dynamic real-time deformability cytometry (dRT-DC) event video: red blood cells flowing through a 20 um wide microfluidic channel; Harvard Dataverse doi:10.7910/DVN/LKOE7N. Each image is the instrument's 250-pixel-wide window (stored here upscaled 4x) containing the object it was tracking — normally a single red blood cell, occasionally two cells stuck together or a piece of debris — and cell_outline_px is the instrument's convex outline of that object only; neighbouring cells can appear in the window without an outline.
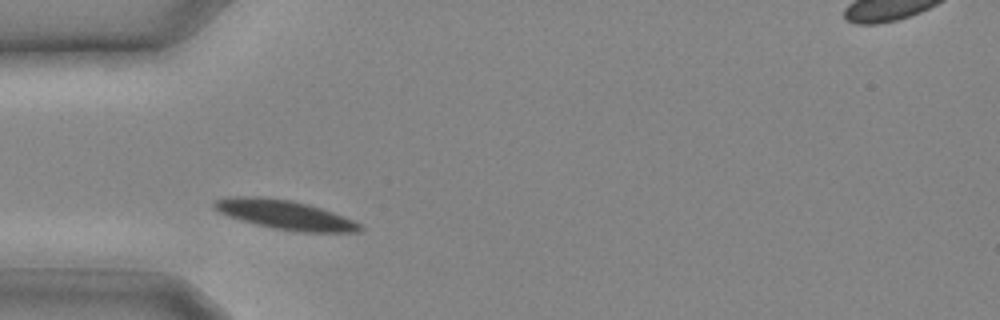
{"species": "common noctule bat (a hibernating species)", "species_latin": "Nyctalus noctula", "temperature_condition": "cold", "stored_images_in_passage": 8, "camera_frame_rate_fps": 3000, "um_per_image_px": 0.085, "animal": {"sex": "male", "body_mass_g": 20.4}, "frame": {"image": 1, "passage_image": 1, "time_ms": 0.0, "image_size_px": [1000, 320], "cell_outline_px": [[364, 228], [360, 232], [300, 232], [272, 228], [256, 224], [228, 216], [212, 208], [212, 200], [224, 196], [260, 196], [292, 200], [308, 204], [344, 216], [364, 224]], "centroid_in_image_um": [24.2, 18.24], "position_along_channel_um": 60.8, "area_um2": 25.2}}
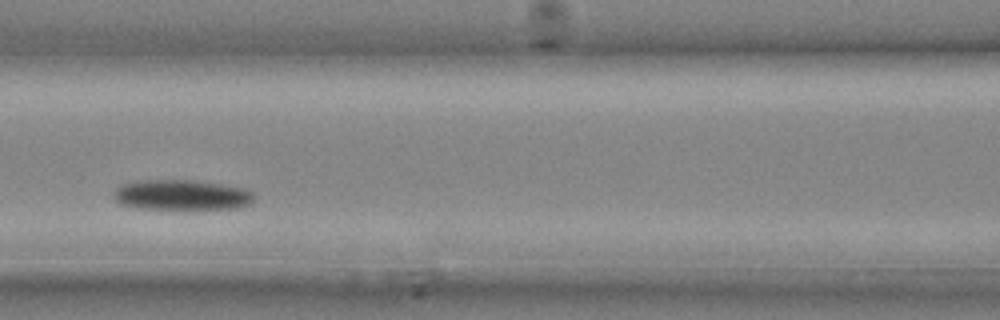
{"frame": {"image": 2, "passage_image": 5, "time_ms": 1.333, "image_size_px": [1000, 320], "cell_outline_px": [[252, 204], [240, 208], [204, 212], [184, 212], [136, 208], [120, 204], [116, 200], [112, 192], [120, 184], [136, 180], [192, 180], [224, 184], [244, 188], [252, 192]], "centroid_in_image_um": [15.46, 16.64], "position_along_channel_um": 151.1, "area_um2": 26.59}}
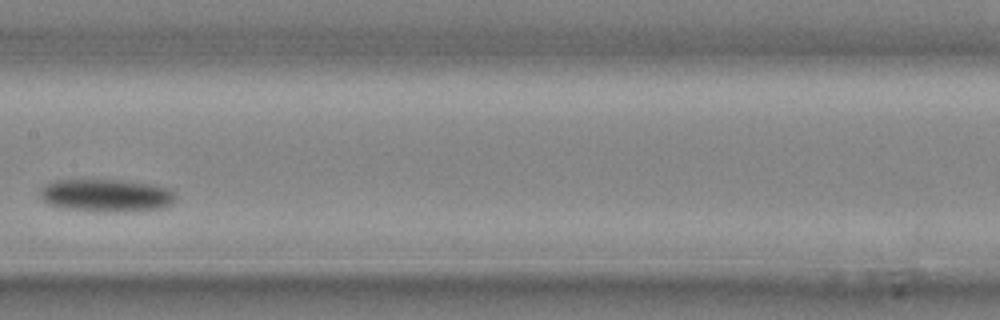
{"frame": {"image": 3, "passage_image": 7, "time_ms": 2.0, "image_size_px": [1000, 320], "cell_outline_px": [[176, 200], [172, 204], [164, 208], [144, 212], [100, 212], [56, 208], [48, 204], [40, 196], [40, 188], [56, 180], [124, 180], [152, 184], [168, 188], [176, 196]], "centroid_in_image_um": [9.08, 16.65], "position_along_channel_um": 198.3, "area_um2": 26.59}}